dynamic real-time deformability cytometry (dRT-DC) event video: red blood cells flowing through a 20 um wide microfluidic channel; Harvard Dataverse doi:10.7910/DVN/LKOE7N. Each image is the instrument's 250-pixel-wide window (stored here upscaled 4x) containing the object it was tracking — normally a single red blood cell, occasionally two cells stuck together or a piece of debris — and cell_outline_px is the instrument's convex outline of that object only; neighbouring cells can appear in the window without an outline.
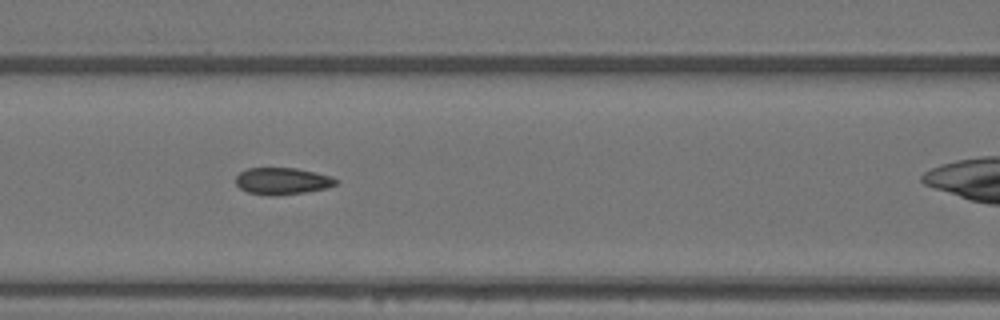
{"species": "Egyptian fruit bat (a non-hibernating species)", "species_latin": "Rousettus aegyptiacus", "temperature_condition": "warm", "stored_images_in_passage": 7, "camera_frame_rate_fps": 3000, "um_per_image_px": 0.085, "animal": {"sex": "female"}, "frame": {"image": 1, "passage_image": 4, "time_ms": 1.0, "image_size_px": [1000, 320], "cell_outline_px": [[336, 184], [328, 188], [304, 192], [268, 196], [248, 192], [240, 188], [236, 184], [236, 176], [240, 172], [248, 168], [296, 168], [316, 172], [332, 176], [336, 180]], "centroid_in_image_um": [23.99, 15.38], "position_along_channel_um": 142.6, "area_um2": 15.61}}
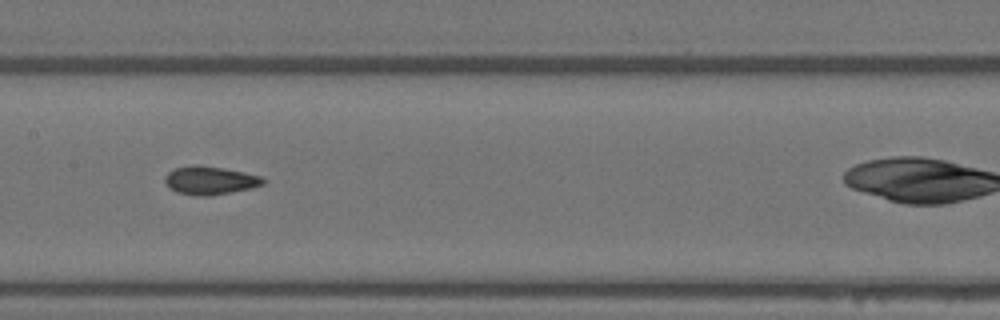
{"frame": {"image": 2, "passage_image": 5, "time_ms": 1.333, "image_size_px": [1000, 320], "cell_outline_px": [[264, 184], [252, 188], [208, 196], [196, 196], [176, 192], [168, 188], [164, 180], [164, 176], [168, 172], [176, 168], [192, 164], [200, 164], [224, 168], [244, 172], [260, 176], [264, 180]], "centroid_in_image_um": [17.8, 15.33], "position_along_channel_um": 189.6, "area_um2": 16.36}}
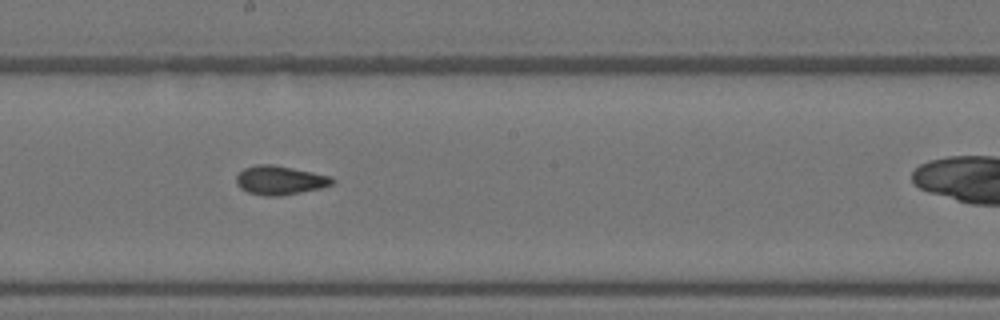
{"frame": {"image": 3, "passage_image": 6, "time_ms": 1.667, "image_size_px": [1000, 320], "cell_outline_px": [[336, 180], [332, 184], [320, 188], [280, 196], [264, 196], [248, 192], [240, 188], [236, 184], [236, 176], [244, 168], [256, 164], [272, 164], [332, 176]], "centroid_in_image_um": [23.78, 15.32], "position_along_channel_um": 224.4, "area_um2": 16.18}}